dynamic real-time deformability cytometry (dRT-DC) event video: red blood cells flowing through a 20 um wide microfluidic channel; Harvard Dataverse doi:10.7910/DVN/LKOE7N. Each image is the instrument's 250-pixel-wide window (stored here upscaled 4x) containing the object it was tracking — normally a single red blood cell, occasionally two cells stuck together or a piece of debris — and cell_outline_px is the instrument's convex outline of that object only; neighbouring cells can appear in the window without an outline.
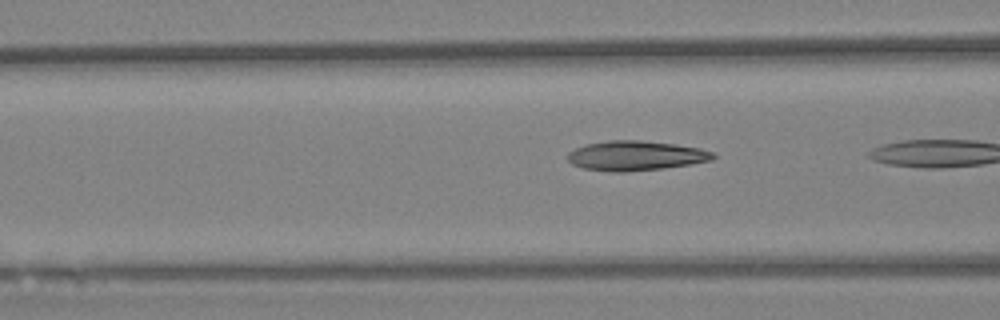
{"species": "Egyptian fruit bat (a non-hibernating species)", "species_latin": "Rousettus aegyptiacus", "temperature_condition": "warm", "stored_images_in_passage": 24, "camera_frame_rate_fps": 3000, "um_per_image_px": 0.085, "animal": {"sex": "female"}, "frame": {"image": 1, "passage_image": 21, "time_ms": 6.667, "image_size_px": [1000, 320], "cell_outline_px": [[716, 156], [712, 160], [688, 164], [660, 168], [624, 172], [612, 172], [584, 168], [572, 164], [568, 160], [568, 152], [584, 144], [608, 140], [640, 140], [672, 144], [700, 148], [716, 152]], "centroid_in_image_um": [54.02, 13.22], "position_along_channel_um": 112.6, "area_um2": 25.03}}